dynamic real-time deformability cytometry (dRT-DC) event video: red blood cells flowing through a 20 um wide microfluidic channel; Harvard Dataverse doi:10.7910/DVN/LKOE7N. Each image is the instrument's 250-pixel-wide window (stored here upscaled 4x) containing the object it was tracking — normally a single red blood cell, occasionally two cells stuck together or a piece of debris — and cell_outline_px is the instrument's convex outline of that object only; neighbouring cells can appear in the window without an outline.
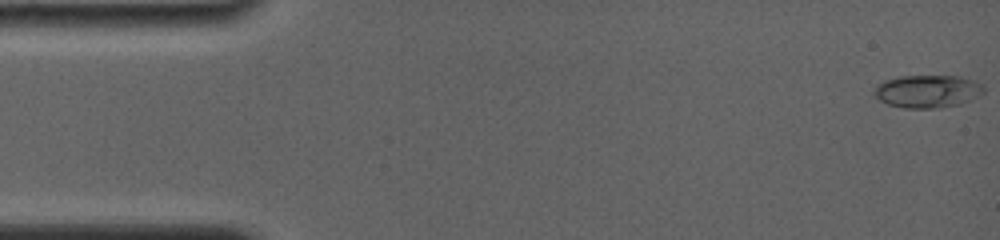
{"species": "common noctule bat (a hibernating species)", "species_latin": "Nyctalus noctula", "temperature_condition": "room temperature", "stored_images_in_passage": 33, "camera_frame_rate_fps": 4000, "um_per_image_px": 0.085, "animal": {"sex": "female", "body_mass_g": 19.0, "forearm_length_mm": 56.7}, "frame": {"image": 1, "passage_image": 1, "time_ms": 0.0, "image_size_px": [1000, 240], "cell_outline_px": [[984, 92], [960, 104], [936, 108], [904, 108], [888, 104], [880, 100], [872, 92], [872, 88], [884, 80], [900, 76], [960, 76], [984, 84]], "centroid_in_image_um": [78.81, 7.75], "position_along_channel_um": 6.2, "area_um2": 20.92}}
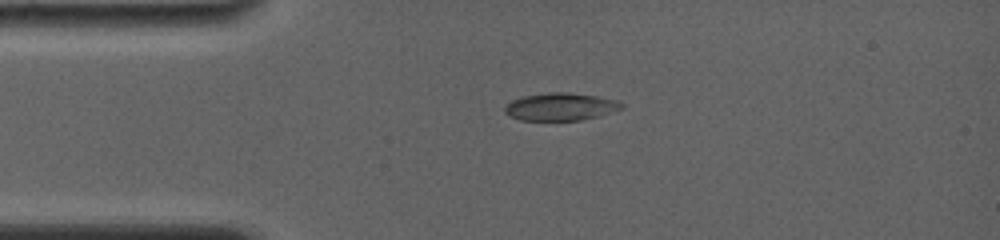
{"frame": {"image": 2, "passage_image": 17, "time_ms": 3.5, "image_size_px": [1000, 240], "cell_outline_px": [[624, 108], [600, 116], [580, 120], [520, 120], [508, 116], [504, 112], [504, 108], [512, 100], [524, 96], [548, 92], [568, 92], [596, 96], [616, 100], [624, 104]], "centroid_in_image_um": [47.65, 9.07], "position_along_channel_um": 37.3, "area_um2": 18.84}}
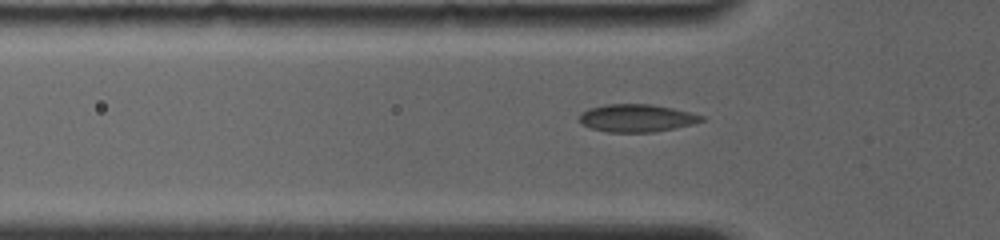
{"frame": {"image": 3, "passage_image": 25, "time_ms": 5.0, "image_size_px": [1000, 240], "cell_outline_px": [[704, 120], [692, 124], [652, 132], [608, 132], [592, 128], [580, 124], [580, 112], [588, 108], [604, 104], [652, 104], [672, 108], [704, 116]], "centroid_in_image_um": [54.06, 10.02], "position_along_channel_um": 71.7, "area_um2": 19.59}}